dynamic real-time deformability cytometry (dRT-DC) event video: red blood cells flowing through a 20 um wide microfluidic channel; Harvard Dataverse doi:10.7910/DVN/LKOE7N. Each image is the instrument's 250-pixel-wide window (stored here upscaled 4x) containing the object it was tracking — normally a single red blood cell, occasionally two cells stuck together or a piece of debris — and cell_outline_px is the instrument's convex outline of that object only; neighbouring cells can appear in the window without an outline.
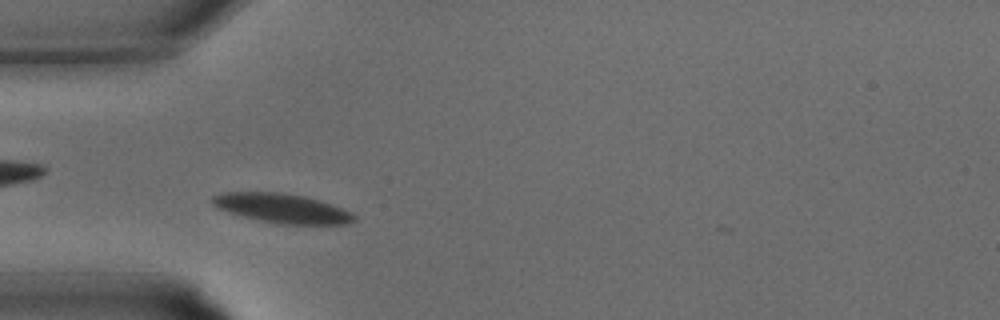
{"species": "common noctule bat (a hibernating species)", "species_latin": "Nyctalus noctula", "temperature_condition": "warm", "stored_images_in_passage": 25, "camera_frame_rate_fps": 3000, "um_per_image_px": 0.085, "animal": {"sex": "male", "body_mass_g": 15.6}, "frame": {"image": 1, "passage_image": 4, "time_ms": 1.0, "image_size_px": [1000, 320], "cell_outline_px": [[356, 220], [344, 224], [280, 224], [260, 220], [228, 212], [216, 208], [208, 200], [212, 196], [220, 192], [284, 192], [304, 196], [320, 200], [332, 204], [352, 212], [356, 216]], "centroid_in_image_um": [23.94, 17.69], "position_along_channel_um": 61.1, "area_um2": 24.45}}
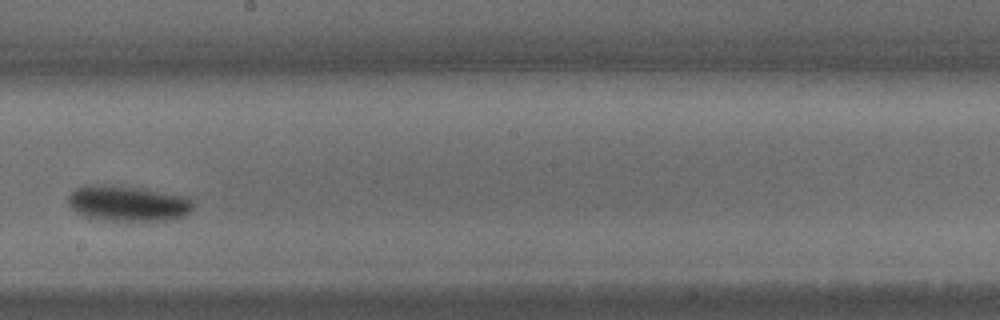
{"frame": {"image": 2, "passage_image": 13, "time_ms": 4.0, "image_size_px": [1000, 320], "cell_outline_px": [[196, 204], [184, 216], [172, 220], [112, 220], [88, 216], [76, 212], [68, 204], [68, 196], [76, 188], [88, 184], [116, 184], [180, 196], [192, 200]], "centroid_in_image_um": [10.84, 17.27], "position_along_channel_um": 237.4, "area_um2": 25.55}}
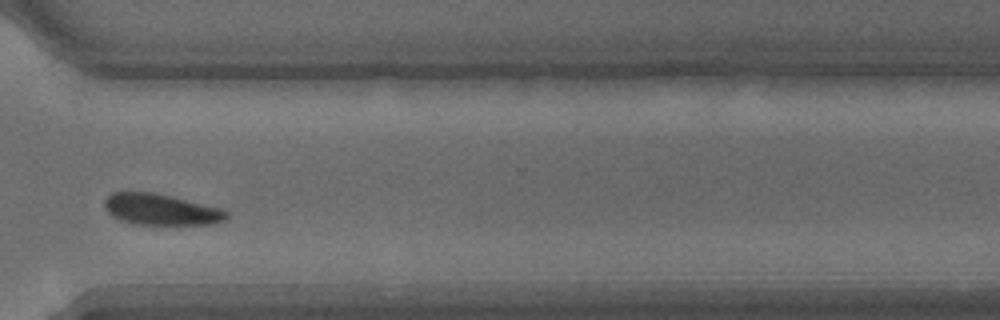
{"frame": {"image": 3, "passage_image": 19, "time_ms": 6.0, "image_size_px": [1000, 320], "cell_outline_px": [[228, 216], [224, 220], [216, 224], [132, 224], [120, 220], [112, 216], [104, 208], [104, 200], [112, 192], [152, 192], [220, 208], [228, 212]], "centroid_in_image_um": [13.64, 17.81], "position_along_channel_um": 357.0, "area_um2": 21.96}}